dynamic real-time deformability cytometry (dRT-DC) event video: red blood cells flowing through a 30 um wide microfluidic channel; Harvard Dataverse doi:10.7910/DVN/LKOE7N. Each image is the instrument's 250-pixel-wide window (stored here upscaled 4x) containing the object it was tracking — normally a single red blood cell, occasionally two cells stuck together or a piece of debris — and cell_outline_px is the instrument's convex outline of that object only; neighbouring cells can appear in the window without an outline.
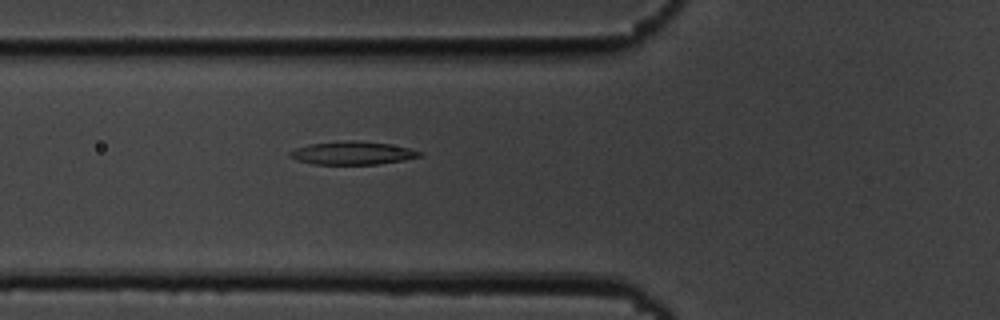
{"species": "common noctule bat (a hibernating species)", "species_latin": "Nyctalus noctula", "temperature_condition": "cold", "stored_images_in_passage": 33, "camera_frame_rate_fps": 3000, "um_per_image_px": 0.085, "animal": {"sex": "male", "body_mass_g": 19.5, "forearm_length_mm": 54.6}, "frame": {"image": 1, "passage_image": 6, "time_ms": 1.667, "image_size_px": [1000, 320], "cell_outline_px": [[424, 156], [404, 160], [376, 164], [312, 164], [296, 160], [288, 156], [288, 152], [296, 148], [308, 144], [348, 140], [352, 140], [388, 144], [408, 148], [424, 152]], "centroid_in_image_um": [29.95, 13.01], "position_along_channel_um": 95.9, "area_um2": 17.51}}
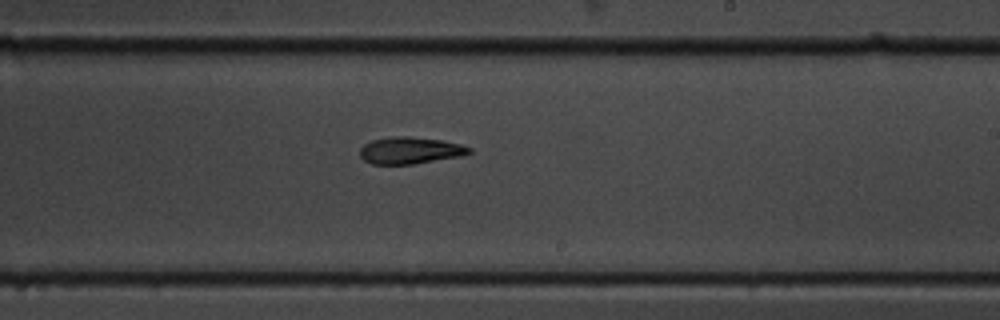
{"frame": {"image": 2, "passage_image": 19, "time_ms": 6.0, "image_size_px": [1000, 320], "cell_outline_px": [[472, 152], [460, 156], [412, 164], [372, 164], [364, 160], [360, 156], [360, 148], [364, 144], [372, 140], [392, 136], [408, 136], [440, 140], [460, 144], [472, 148]], "centroid_in_image_um": [34.84, 12.78], "position_along_channel_um": 254.2, "area_um2": 16.99}}
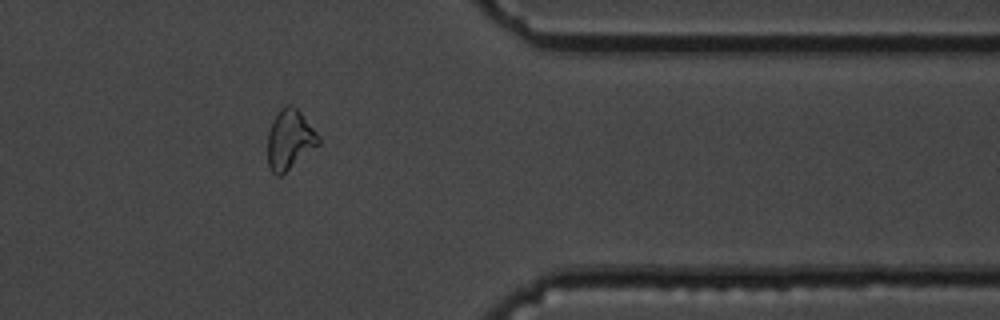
{"frame": {"image": 3, "passage_image": 31, "time_ms": 10.0, "image_size_px": [1000, 320], "cell_outline_px": [[320, 144], [280, 176], [276, 176], [268, 168], [268, 132], [272, 120], [276, 112], [280, 108], [288, 104], [292, 104], [300, 112], [320, 136]], "centroid_in_image_um": [24.61, 11.85], "position_along_channel_um": 386.8, "area_um2": 17.8}, "authors_computed_cell_mechanics": {"area_um2": 17.34, "velocity_mm_per_s": 3.6617, "shape_relaxation_time_tau1_ms": 6.0034, "shape_relaxation_time_tau2_ms": null, "deformation_change_tau1": 0.1991, "deformation_change_tau2": null}}